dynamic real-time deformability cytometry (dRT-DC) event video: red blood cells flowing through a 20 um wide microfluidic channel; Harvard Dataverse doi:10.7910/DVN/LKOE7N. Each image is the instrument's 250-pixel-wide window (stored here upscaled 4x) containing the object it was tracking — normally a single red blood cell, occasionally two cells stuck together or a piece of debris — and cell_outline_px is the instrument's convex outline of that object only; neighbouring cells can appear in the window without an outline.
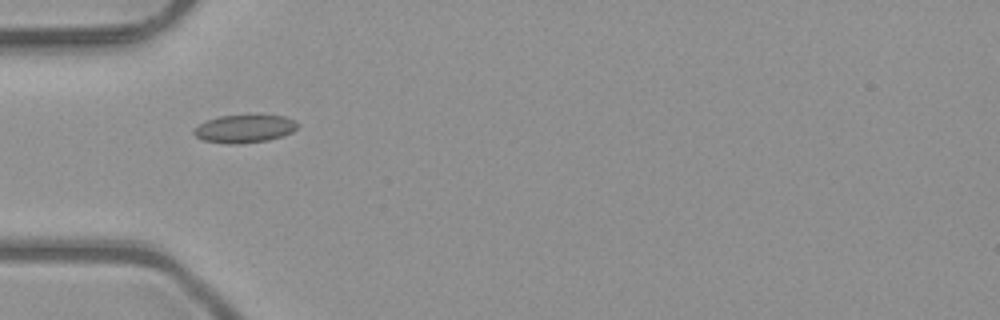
{"species": "common noctule bat (a hibernating species)", "species_latin": "Nyctalus noctula", "temperature_condition": "room temperature", "stored_images_in_passage": 3, "camera_frame_rate_fps": 3000, "um_per_image_px": 0.085, "animal": {"sex": "male", "body_mass_g": 23.1, "forearm_length_mm": 52.7}, "frame": {"image": 1, "passage_image": 1, "time_ms": 0.0, "image_size_px": [1000, 320], "cell_outline_px": [[300, 124], [292, 132], [268, 140], [240, 144], [228, 144], [204, 140], [196, 136], [192, 132], [200, 124], [208, 120], [220, 116], [256, 112], [284, 116], [296, 120]], "centroid_in_image_um": [20.85, 10.89], "position_along_channel_um": 64.2, "area_um2": 17.51}}
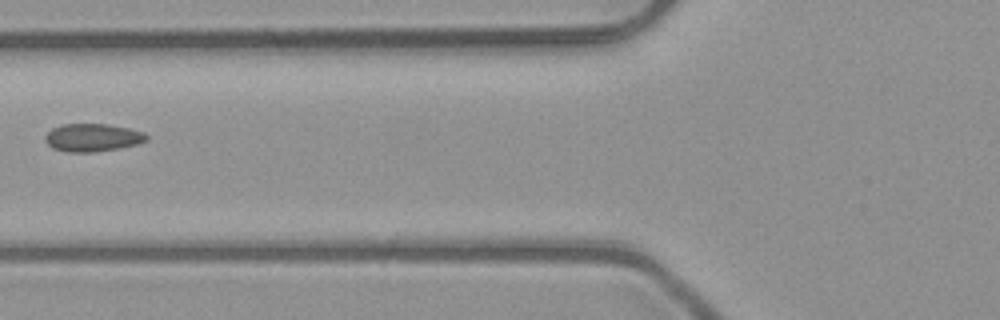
{"frame": {"image": 2, "passage_image": 2, "time_ms": 0.333, "image_size_px": [1000, 320], "cell_outline_px": [[148, 140], [136, 144], [120, 148], [96, 152], [68, 152], [52, 148], [44, 140], [44, 136], [52, 128], [64, 124], [108, 124], [128, 128], [144, 132], [148, 136]], "centroid_in_image_um": [7.86, 11.7], "position_along_channel_um": 117.9, "area_um2": 16.53}}
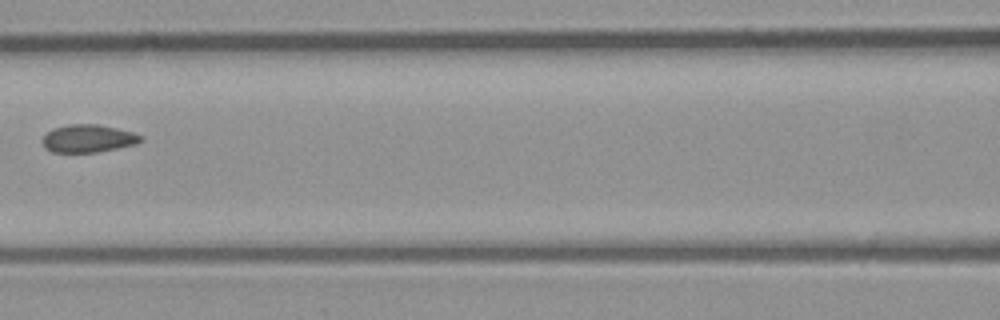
{"frame": {"image": 3, "passage_image": 3, "time_ms": 0.667, "image_size_px": [1000, 320], "cell_outline_px": [[144, 136], [136, 144], [96, 152], [52, 152], [44, 148], [40, 140], [52, 128], [68, 124], [96, 124], [116, 128], [132, 132]], "centroid_in_image_um": [7.44, 11.77], "position_along_channel_um": 159.2, "area_um2": 15.9}}